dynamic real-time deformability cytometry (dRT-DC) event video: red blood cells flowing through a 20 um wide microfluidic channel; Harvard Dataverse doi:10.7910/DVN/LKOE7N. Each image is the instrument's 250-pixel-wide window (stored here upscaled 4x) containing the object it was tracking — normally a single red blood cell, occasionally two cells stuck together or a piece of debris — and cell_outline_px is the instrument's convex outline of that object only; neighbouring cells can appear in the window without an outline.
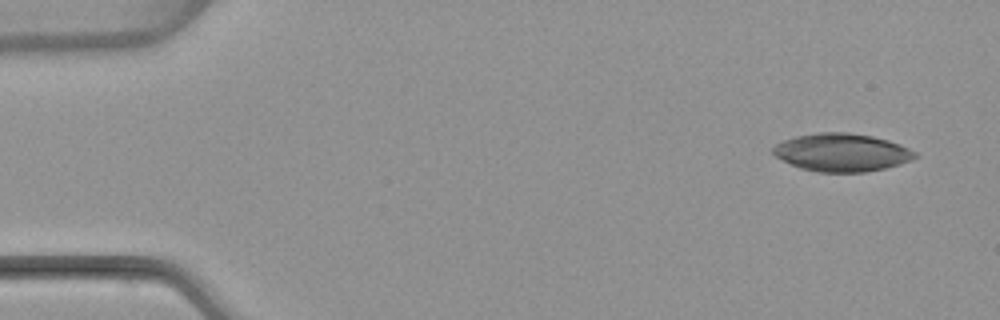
{"species": "common noctule bat (a hibernating species)", "species_latin": "Nyctalus noctula", "temperature_condition": "warm", "stored_images_in_passage": 5, "camera_frame_rate_fps": 3000, "um_per_image_px": 0.085, "animal": {"sex": "female", "body_mass_g": 22.7, "forearm_length_mm": 54.2}, "frame": {"image": 1, "passage_image": 1, "time_ms": 0.0, "image_size_px": [1000, 320], "cell_outline_px": [[920, 156], [912, 160], [900, 164], [884, 168], [864, 172], [816, 172], [800, 168], [776, 156], [772, 152], [772, 148], [776, 144], [784, 140], [796, 136], [820, 132], [848, 132], [872, 136], [888, 140], [900, 144], [916, 152]], "centroid_in_image_um": [71.58, 12.95], "position_along_channel_um": 13.4, "area_um2": 31.39}}